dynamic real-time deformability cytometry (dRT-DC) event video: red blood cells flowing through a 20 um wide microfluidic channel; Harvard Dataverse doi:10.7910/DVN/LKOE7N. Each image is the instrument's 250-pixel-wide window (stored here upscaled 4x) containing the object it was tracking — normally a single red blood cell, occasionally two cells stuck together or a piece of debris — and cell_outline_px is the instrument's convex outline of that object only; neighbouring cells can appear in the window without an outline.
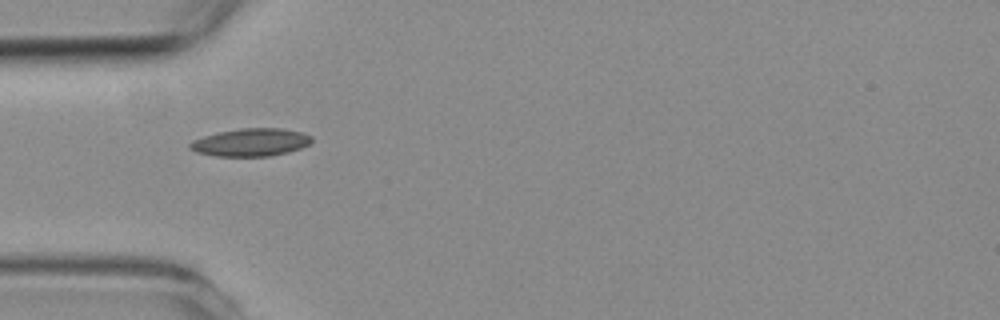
{"species": "common noctule bat (a hibernating species)", "species_latin": "Nyctalus noctula", "temperature_condition": "room temperature", "stored_images_in_passage": 5, "camera_frame_rate_fps": 3000, "um_per_image_px": 0.085, "animal": {"sex": "female", "body_mass_g": 19.3, "forearm_length_mm": 54.1}, "frame": {"image": 1, "passage_image": 5, "time_ms": 4.667, "image_size_px": [1000, 320], "cell_outline_px": [[312, 140], [308, 144], [300, 148], [288, 152], [268, 156], [216, 156], [196, 152], [188, 148], [188, 144], [192, 140], [204, 136], [220, 132], [240, 128], [280, 128], [300, 132], [312, 136]], "centroid_in_image_um": [21.28, 12.1], "position_along_channel_um": 63.7, "area_um2": 19.59}}